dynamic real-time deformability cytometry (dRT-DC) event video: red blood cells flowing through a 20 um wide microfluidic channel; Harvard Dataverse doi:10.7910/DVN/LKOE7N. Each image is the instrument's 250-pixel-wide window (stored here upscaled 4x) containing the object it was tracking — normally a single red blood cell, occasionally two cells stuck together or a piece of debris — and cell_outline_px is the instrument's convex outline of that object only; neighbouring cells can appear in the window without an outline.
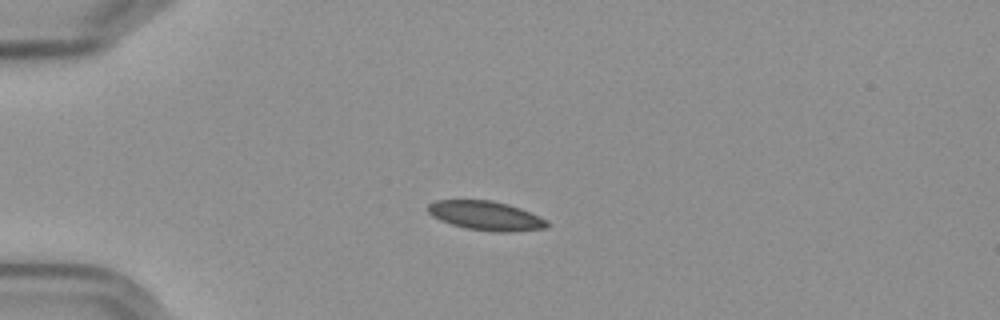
{"species": "Egyptian fruit bat (a non-hibernating species)", "species_latin": "Rousettus aegyptiacus", "temperature_condition": "cold", "stored_images_in_passage": 19, "camera_frame_rate_fps": 3000, "um_per_image_px": 0.085, "frame": {"image": 1, "passage_image": 1, "time_ms": 0.0, "image_size_px": [1000, 320], "cell_outline_px": [[548, 228], [512, 232], [492, 232], [468, 228], [452, 224], [440, 220], [432, 216], [428, 212], [428, 204], [436, 200], [492, 200], [508, 204], [520, 208], [540, 216], [548, 220]], "centroid_in_image_um": [41.33, 18.33], "position_along_channel_um": 43.7, "area_um2": 20.35}}
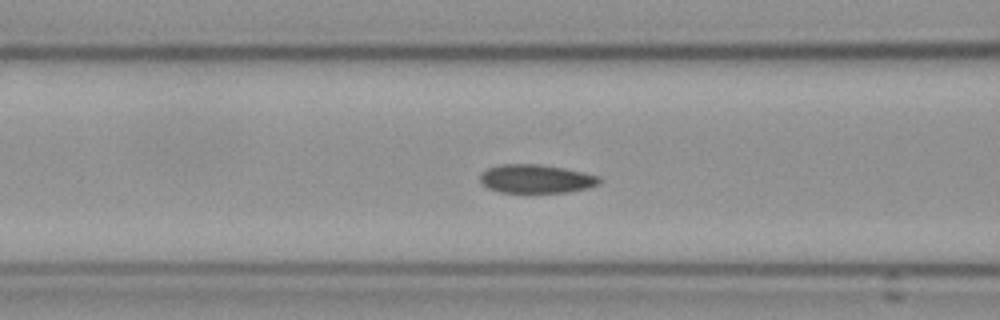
{"frame": {"image": 2, "passage_image": 10, "time_ms": 3.0, "image_size_px": [1000, 320], "cell_outline_px": [[600, 184], [588, 188], [568, 192], [500, 192], [488, 188], [480, 184], [480, 172], [488, 168], [500, 164], [540, 164], [564, 168], [584, 172], [600, 176]], "centroid_in_image_um": [45.56, 15.19], "position_along_channel_um": 121.0, "area_um2": 20.06}}
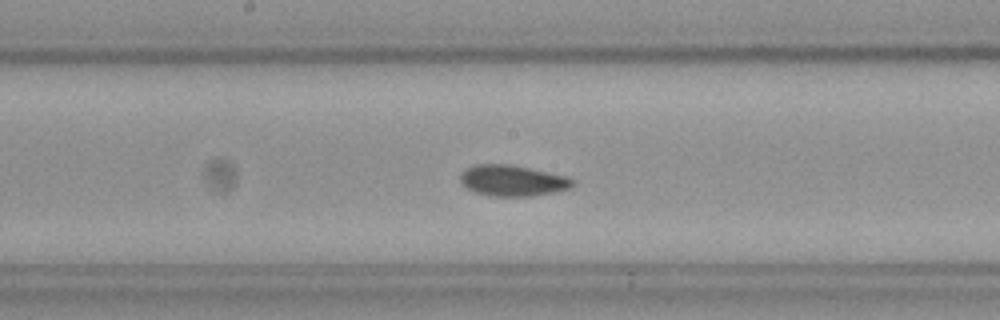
{"frame": {"image": 3, "passage_image": 17, "time_ms": 5.333, "image_size_px": [1000, 320], "cell_outline_px": [[576, 184], [568, 188], [556, 192], [532, 196], [488, 196], [476, 192], [460, 184], [460, 176], [468, 168], [476, 164], [508, 164], [568, 176], [576, 180]], "centroid_in_image_um": [43.6, 15.36], "position_along_channel_um": 204.6, "area_um2": 20.29}}